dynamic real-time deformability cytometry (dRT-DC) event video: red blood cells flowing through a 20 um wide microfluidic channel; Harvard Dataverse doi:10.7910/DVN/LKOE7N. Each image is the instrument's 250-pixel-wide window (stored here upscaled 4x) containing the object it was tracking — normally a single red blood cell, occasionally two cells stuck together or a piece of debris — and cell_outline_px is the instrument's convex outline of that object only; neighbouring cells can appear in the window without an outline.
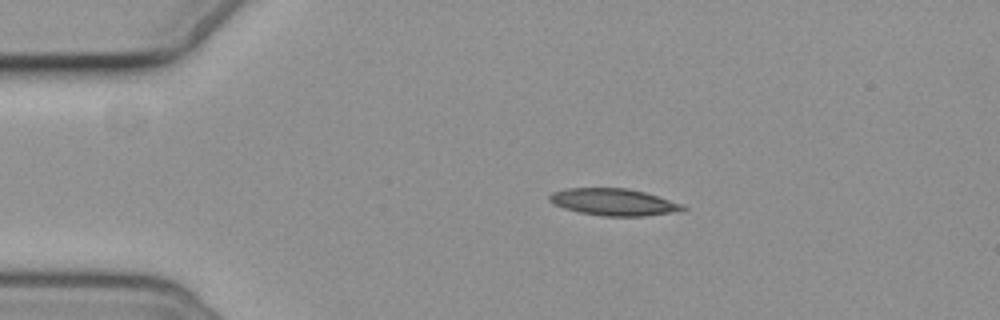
{"species": "common noctule bat (a hibernating species)", "species_latin": "Nyctalus noctula", "temperature_condition": "cold", "stored_images_in_passage": 4, "camera_frame_rate_fps": 3000, "um_per_image_px": 0.085, "animal": {"sex": "female", "body_mass_g": 19.3, "forearm_length_mm": 54.1}, "frame": {"image": 1, "passage_image": 3, "time_ms": 2.0, "image_size_px": [1000, 320], "cell_outline_px": [[688, 208], [668, 212], [644, 216], [604, 216], [580, 212], [564, 208], [548, 200], [548, 196], [552, 192], [568, 188], [628, 188], [644, 192], [680, 204]], "centroid_in_image_um": [52.08, 17.16], "position_along_channel_um": 32.9, "area_um2": 20.4}}